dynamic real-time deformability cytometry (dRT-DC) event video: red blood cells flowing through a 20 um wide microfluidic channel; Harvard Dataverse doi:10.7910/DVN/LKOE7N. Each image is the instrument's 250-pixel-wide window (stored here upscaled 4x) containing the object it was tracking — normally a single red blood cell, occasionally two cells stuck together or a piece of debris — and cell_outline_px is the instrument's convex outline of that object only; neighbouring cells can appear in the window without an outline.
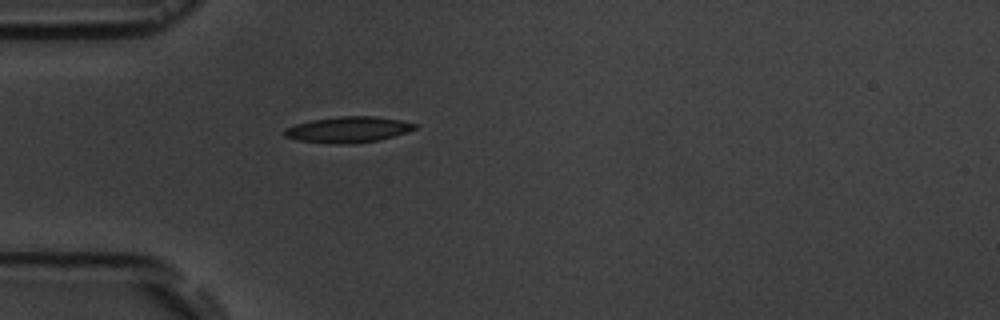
{"species": "common noctule bat (a hibernating species)", "species_latin": "Nyctalus noctula", "temperature_condition": "room temperature", "stored_images_in_passage": 1, "camera_frame_rate_fps": 3000, "um_per_image_px": 0.085, "animal": {"sex": "male", "body_mass_g": 19.5, "forearm_length_mm": 54.6}, "frame": {"image": 1, "passage_image": 1, "time_ms": 0.0, "image_size_px": [1000, 320], "cell_outline_px": [[416, 128], [380, 140], [356, 144], [332, 144], [296, 140], [284, 136], [284, 132], [288, 128], [296, 124], [312, 120], [340, 116], [376, 116], [400, 120], [416, 124]], "centroid_in_image_um": [29.58, 11.02], "position_along_channel_um": 55.4, "area_um2": 19.59}}